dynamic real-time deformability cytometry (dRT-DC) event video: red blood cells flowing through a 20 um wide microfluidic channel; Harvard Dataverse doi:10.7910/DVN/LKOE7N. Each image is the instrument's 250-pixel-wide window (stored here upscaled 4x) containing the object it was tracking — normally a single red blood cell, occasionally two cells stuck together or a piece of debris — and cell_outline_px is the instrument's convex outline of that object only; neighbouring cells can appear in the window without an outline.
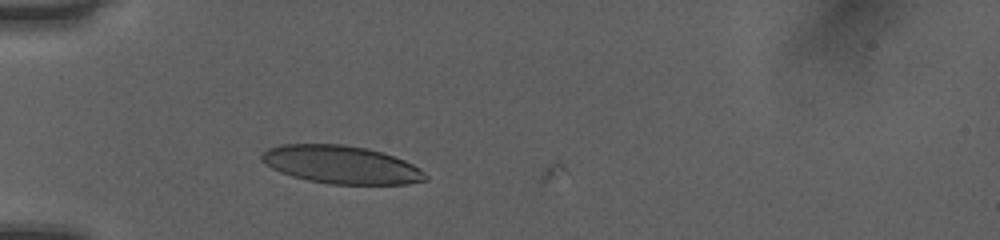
{"species": "human", "species_latin": "Homo sapiens", "temperature_condition": "room temperature", "stored_images_in_passage": 11, "camera_frame_rate_fps": 3000, "um_per_image_px": 0.085, "donor": {"sex": "female"}, "frame": {"image": 1, "passage_image": 10, "time_ms": 3.0, "image_size_px": [1000, 240], "cell_outline_px": [[428, 180], [408, 184], [328, 184], [308, 180], [292, 176], [280, 172], [272, 168], [260, 160], [260, 156], [268, 148], [280, 144], [340, 144], [368, 148], [404, 160], [420, 168], [428, 176]], "centroid_in_image_um": [29.0, 14.0], "position_along_channel_um": 56.0, "area_um2": 36.3}}